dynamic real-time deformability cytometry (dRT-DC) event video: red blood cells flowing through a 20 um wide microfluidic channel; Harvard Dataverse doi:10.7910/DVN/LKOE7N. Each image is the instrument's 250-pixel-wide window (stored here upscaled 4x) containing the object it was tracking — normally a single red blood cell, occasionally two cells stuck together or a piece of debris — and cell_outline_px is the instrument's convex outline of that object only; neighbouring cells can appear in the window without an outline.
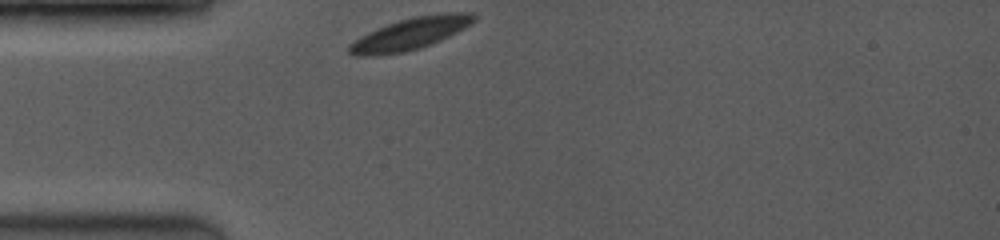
{"species": "common noctule bat (a hibernating species)", "species_latin": "Nyctalus noctula", "temperature_condition": "room temperature", "stored_images_in_passage": 34, "camera_frame_rate_fps": 3500, "um_per_image_px": 0.085, "animal": {"sex": "female", "body_mass_g": 19.0, "forearm_length_mm": 53.3}, "frame": {"image": 1, "passage_image": 1, "time_ms": 0.0, "image_size_px": [1000, 240], "cell_outline_px": [[476, 20], [464, 28], [432, 44], [420, 48], [404, 52], [372, 56], [352, 56], [348, 52], [348, 44], [360, 36], [376, 28], [412, 16], [440, 12], [472, 12], [476, 16]], "centroid_in_image_um": [34.85, 2.86], "position_along_channel_um": 50.1, "area_um2": 23.41}}
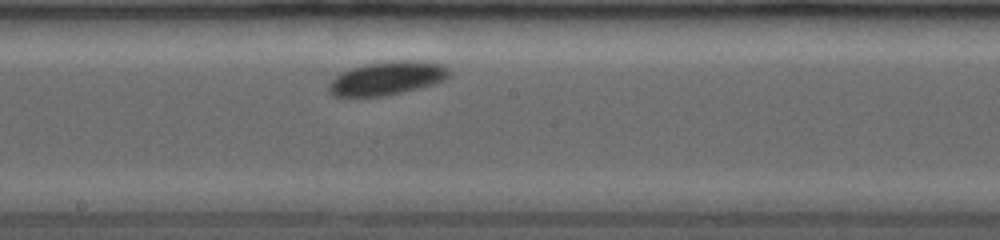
{"frame": {"image": 2, "passage_image": 17, "time_ms": 4.571, "image_size_px": [1000, 240], "cell_outline_px": [[452, 76], [444, 80], [432, 84], [384, 96], [348, 100], [332, 96], [328, 92], [328, 84], [340, 72], [352, 68], [368, 64], [400, 60], [420, 60], [444, 64], [452, 68]], "centroid_in_image_um": [32.87, 6.68], "position_along_channel_um": 215.3, "area_um2": 24.33}}
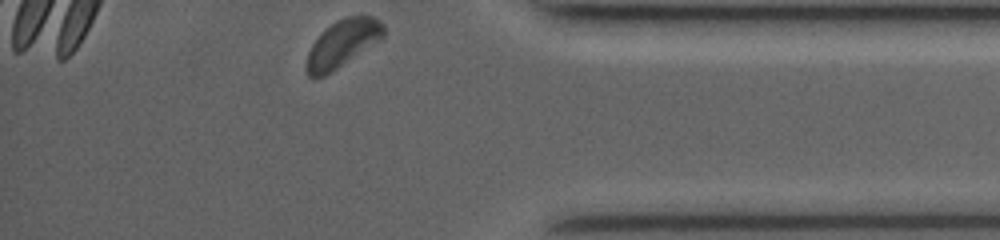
{"frame": {"image": 3, "passage_image": 34, "time_ms": 9.714, "image_size_px": [1000, 240], "cell_outline_px": [[384, 36], [380, 40], [332, 72], [324, 76], [308, 76], [308, 52], [312, 44], [324, 28], [336, 20], [348, 16], [372, 16], [380, 20], [384, 24]], "centroid_in_image_um": [29.15, 3.66], "position_along_channel_um": 406.1, "area_um2": 20.98}, "authors_computed_cell_mechanics": {"area_um2": 22.8599, "velocity_mm_per_s": 3.8794, "shape_relaxation_time_tau1_ms": 1.2483, "shape_relaxation_time_tau2_ms": null, "deformation_change_tau1": 0.0521, "deformation_change_tau2": null}}